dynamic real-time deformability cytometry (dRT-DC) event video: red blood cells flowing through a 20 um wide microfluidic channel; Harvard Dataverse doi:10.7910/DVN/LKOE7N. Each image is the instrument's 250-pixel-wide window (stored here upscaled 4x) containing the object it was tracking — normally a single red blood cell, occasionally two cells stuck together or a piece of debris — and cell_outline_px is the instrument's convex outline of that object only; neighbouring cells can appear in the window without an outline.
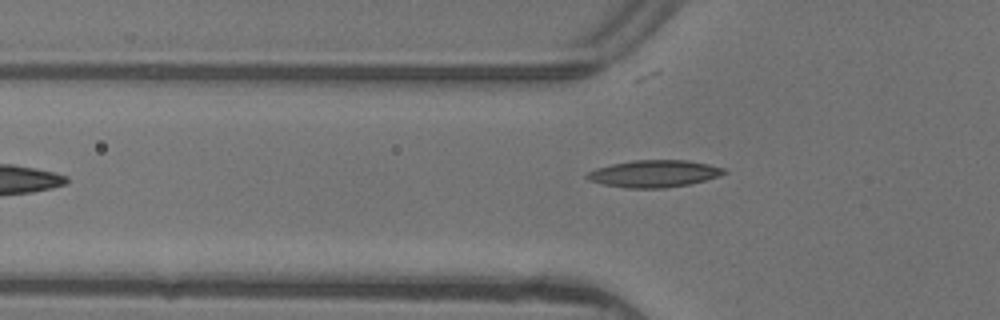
{"species": "common noctule bat (a hibernating species)", "species_latin": "Nyctalus noctula", "temperature_condition": "warm", "stored_images_in_passage": 3, "camera_frame_rate_fps": 3000, "um_per_image_px": 0.085, "animal": {"sex": "female"}, "frame": {"image": 1, "passage_image": 3, "time_ms": 0.667, "image_size_px": [1000, 320], "cell_outline_px": [[728, 172], [720, 176], [688, 184], [664, 188], [624, 188], [600, 184], [588, 180], [584, 176], [588, 172], [596, 168], [612, 164], [632, 160], [688, 160], [708, 164], [724, 168]], "centroid_in_image_um": [55.56, 14.76], "position_along_channel_um": 70.2, "area_um2": 21.73}}